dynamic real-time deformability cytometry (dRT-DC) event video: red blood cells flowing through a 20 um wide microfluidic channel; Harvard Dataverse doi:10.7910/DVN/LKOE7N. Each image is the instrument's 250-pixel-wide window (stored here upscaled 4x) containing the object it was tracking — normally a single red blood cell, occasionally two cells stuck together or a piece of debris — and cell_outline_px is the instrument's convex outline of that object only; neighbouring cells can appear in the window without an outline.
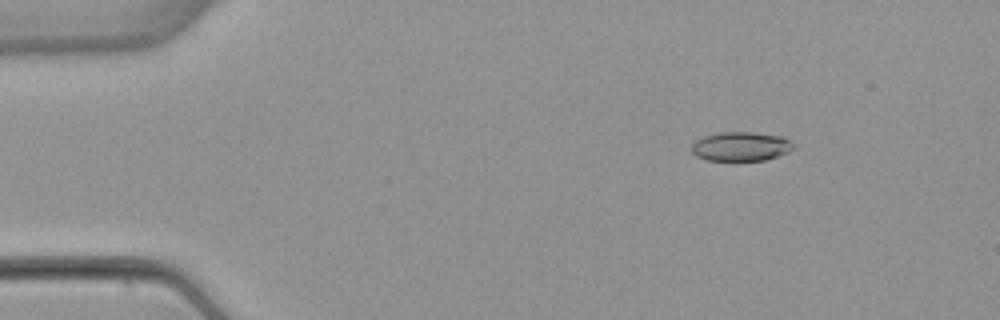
{"species": "common noctule bat (a hibernating species)", "species_latin": "Nyctalus noctula", "temperature_condition": "warm", "stored_images_in_passage": 53, "camera_frame_rate_fps": 3000, "um_per_image_px": 0.085, "animal": {"sex": "female", "body_mass_g": 22.7, "forearm_length_mm": 54.2}, "frame": {"image": 1, "passage_image": 8, "time_ms": 2.333, "image_size_px": [1000, 320], "cell_outline_px": [[796, 148], [788, 152], [764, 160], [704, 160], [696, 156], [692, 152], [692, 144], [696, 140], [704, 136], [720, 132], [752, 132], [784, 136]], "centroid_in_image_um": [62.97, 12.44], "position_along_channel_um": 22.0, "area_um2": 17.28}}
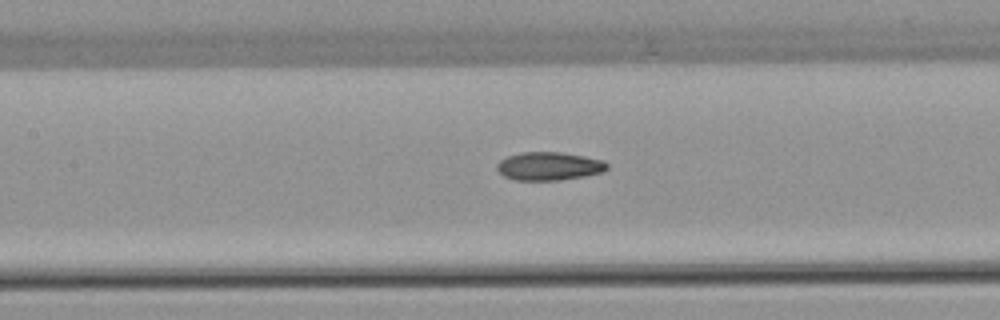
{"frame": {"image": 2, "passage_image": 25, "time_ms": 8.0, "image_size_px": [1000, 320], "cell_outline_px": [[608, 168], [604, 172], [584, 176], [556, 180], [516, 180], [504, 176], [496, 168], [496, 164], [500, 160], [508, 156], [520, 152], [560, 152], [584, 156], [604, 160], [608, 164]], "centroid_in_image_um": [46.68, 14.12], "position_along_channel_um": 160.7, "area_um2": 18.15}}
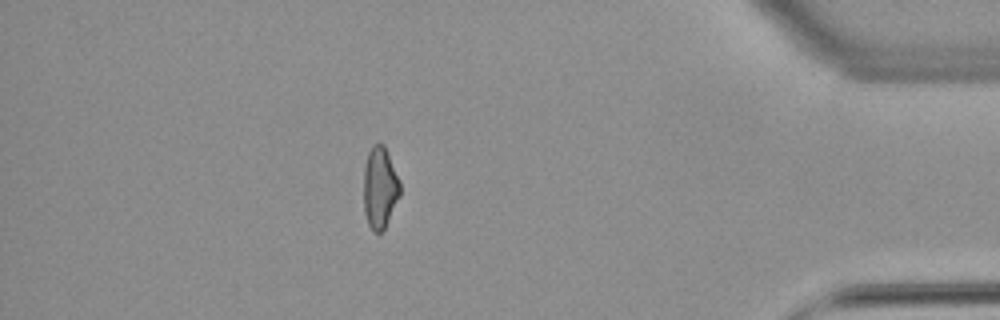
{"frame": {"image": 3, "passage_image": 47, "time_ms": 15.333, "image_size_px": [1000, 320], "cell_outline_px": [[400, 196], [384, 228], [380, 232], [372, 232], [368, 224], [364, 212], [364, 168], [368, 152], [372, 144], [384, 144], [400, 180]], "centroid_in_image_um": [32.29, 15.94], "position_along_channel_um": 402.9, "area_um2": 17.34}, "authors_computed_cell_mechanics": {"area_um2": 17.918, "velocity_mm_per_s": 3.8955, "shape_relaxation_time_tau1_ms": 6.896, "shape_relaxation_time_tau2_ms": 2.0309, "deformation_change_tau1": 0.2044, "deformation_change_tau2": 0.0814}}